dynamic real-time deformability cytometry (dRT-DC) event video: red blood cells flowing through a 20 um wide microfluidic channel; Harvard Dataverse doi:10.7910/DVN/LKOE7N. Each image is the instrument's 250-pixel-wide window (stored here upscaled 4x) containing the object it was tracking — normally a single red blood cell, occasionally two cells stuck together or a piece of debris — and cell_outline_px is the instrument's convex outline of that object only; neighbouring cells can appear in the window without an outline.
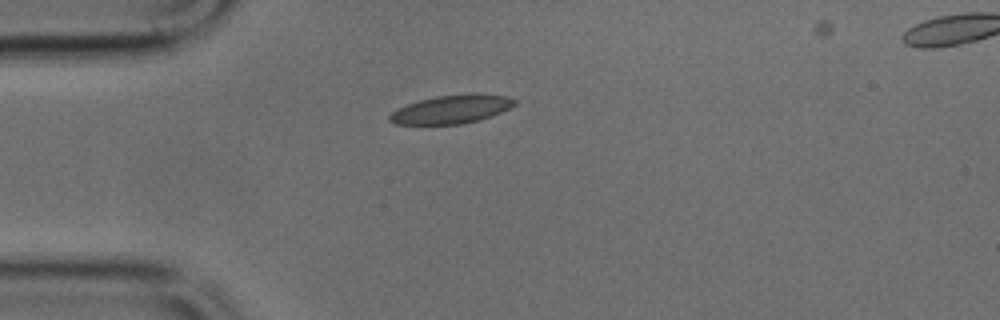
{"species": "common noctule bat (a hibernating species)", "species_latin": "Nyctalus noctula", "temperature_condition": "cold", "stored_images_in_passage": 35, "camera_frame_rate_fps": 3000, "um_per_image_px": 0.085, "animal": {"sex": "male", "body_mass_g": 17.9, "forearm_length_mm": 54.2}, "frame": {"image": 1, "passage_image": 1, "time_ms": 0.0, "image_size_px": [1000, 320], "cell_outline_px": [[516, 104], [500, 112], [480, 120], [460, 124], [396, 124], [388, 120], [388, 116], [396, 108], [420, 100], [436, 96], [472, 92], [476, 92], [508, 96], [516, 100]], "centroid_in_image_um": [38.39, 9.27], "position_along_channel_um": 46.6, "area_um2": 20.92}}
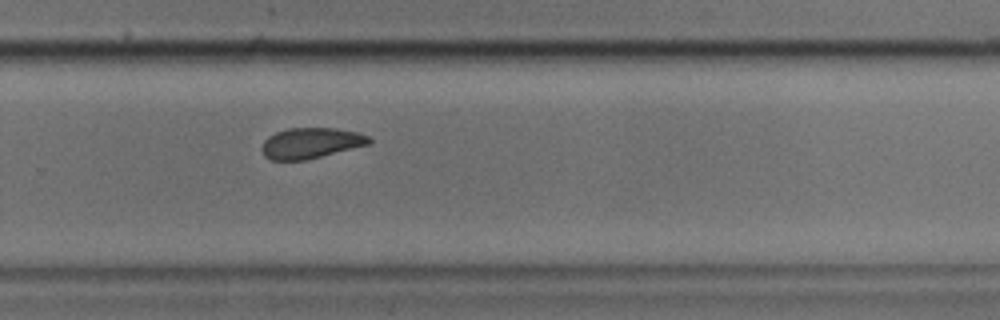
{"frame": {"image": 2, "passage_image": 21, "time_ms": 6.667, "image_size_px": [1000, 320], "cell_outline_px": [[372, 140], [368, 144], [304, 160], [272, 160], [264, 156], [260, 148], [264, 140], [268, 136], [276, 132], [288, 128], [336, 128], [356, 132], [368, 136]], "centroid_in_image_um": [26.36, 12.15], "position_along_channel_um": 303.4, "area_um2": 18.96}}
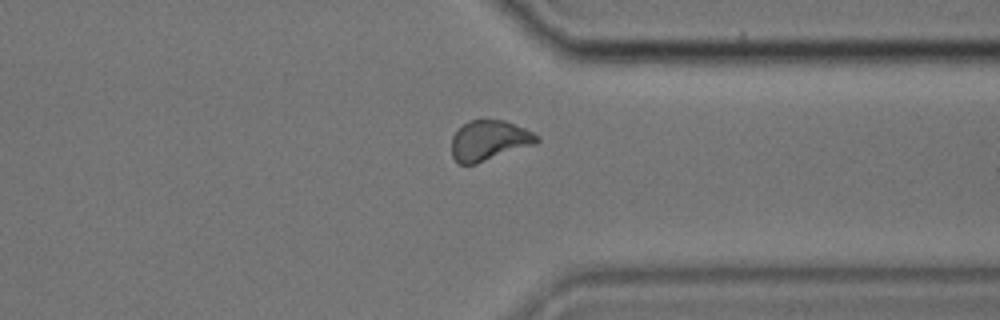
{"frame": {"image": 3, "passage_image": 26, "time_ms": 8.333, "image_size_px": [1000, 320], "cell_outline_px": [[540, 140], [536, 144], [476, 164], [456, 164], [452, 156], [452, 136], [468, 120], [504, 120], [524, 128], [540, 136]], "centroid_in_image_um": [41.58, 11.95], "position_along_channel_um": 369.8, "area_um2": 20.0}}